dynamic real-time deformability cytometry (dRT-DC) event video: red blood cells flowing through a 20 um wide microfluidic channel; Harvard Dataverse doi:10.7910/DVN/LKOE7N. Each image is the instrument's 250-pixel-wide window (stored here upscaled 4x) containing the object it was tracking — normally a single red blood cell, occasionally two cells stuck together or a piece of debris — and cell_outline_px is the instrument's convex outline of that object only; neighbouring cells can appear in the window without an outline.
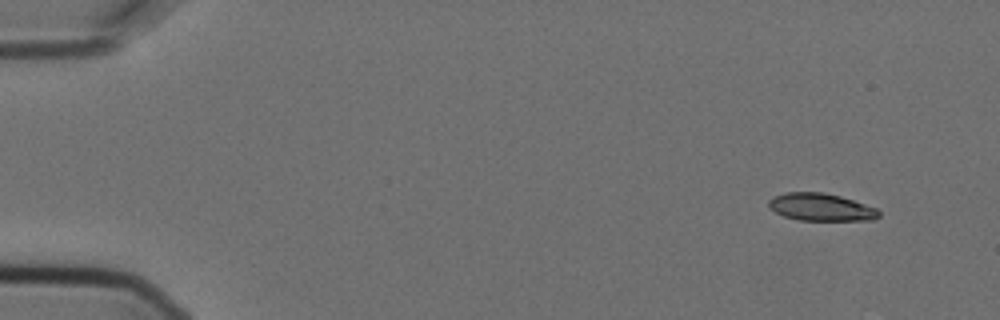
{"species": "Egyptian fruit bat (a non-hibernating species)", "species_latin": "Rousettus aegyptiacus", "temperature_condition": "cold", "stored_images_in_passage": 9, "camera_frame_rate_fps": 3000, "um_per_image_px": 0.085, "animal": {"sex": "female"}, "frame": {"image": 1, "passage_image": 1, "time_ms": 0.0, "image_size_px": [1000, 320], "cell_outline_px": [[880, 216], [872, 220], [800, 220], [784, 216], [776, 212], [768, 204], [768, 200], [772, 196], [784, 192], [824, 192], [840, 196], [876, 208], [880, 212]], "centroid_in_image_um": [69.76, 17.6], "position_along_channel_um": 15.2, "area_um2": 17.57}}
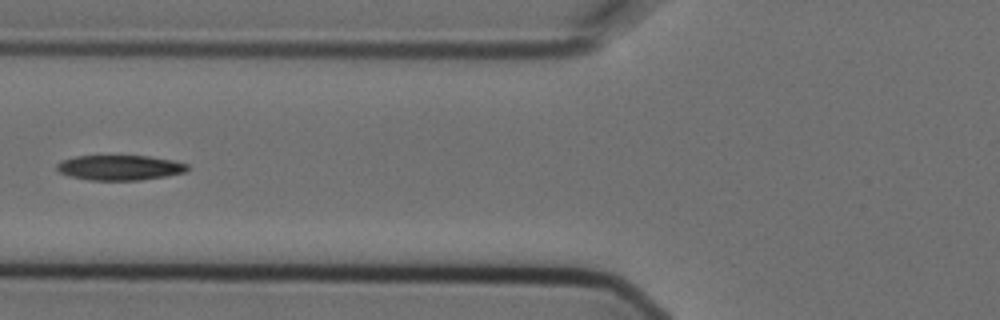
{"frame": {"image": 2, "passage_image": 6, "time_ms": 1.667, "image_size_px": [1000, 320], "cell_outline_px": [[188, 168], [184, 172], [164, 176], [140, 180], [88, 180], [72, 176], [60, 172], [56, 168], [56, 164], [64, 160], [76, 156], [148, 156], [172, 160], [188, 164]], "centroid_in_image_um": [10.18, 14.25], "position_along_channel_um": 115.6, "area_um2": 18.79}}
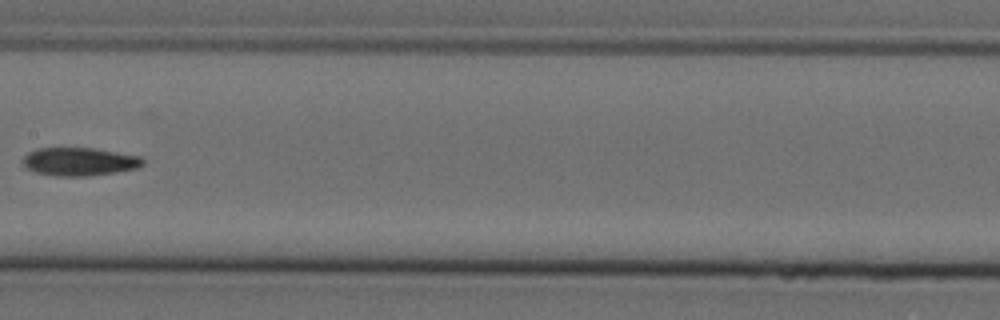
{"frame": {"image": 3, "passage_image": 8, "time_ms": 2.333, "image_size_px": [1000, 320], "cell_outline_px": [[144, 164], [136, 168], [116, 172], [88, 176], [60, 176], [36, 172], [24, 168], [20, 160], [28, 152], [36, 148], [92, 148], [140, 156], [144, 160]], "centroid_in_image_um": [6.7, 13.73], "position_along_channel_um": 200.7, "area_um2": 19.77}}